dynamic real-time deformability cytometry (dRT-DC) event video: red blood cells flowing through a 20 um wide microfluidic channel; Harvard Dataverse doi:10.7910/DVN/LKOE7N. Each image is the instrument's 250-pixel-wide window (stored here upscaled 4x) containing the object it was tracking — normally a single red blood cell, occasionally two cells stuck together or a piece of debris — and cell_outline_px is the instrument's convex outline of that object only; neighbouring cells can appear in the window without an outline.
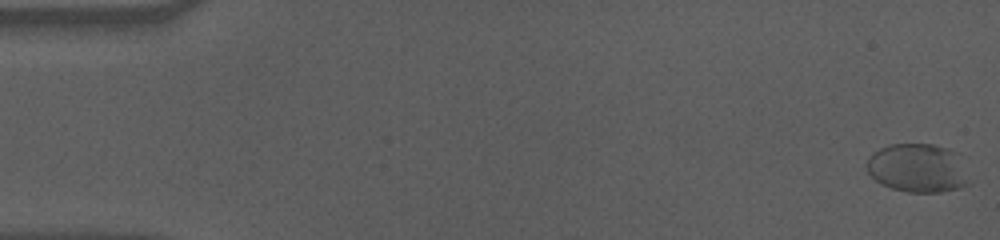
{"species": "human", "species_latin": "Homo sapiens", "temperature_condition": "cold", "stored_images_in_passage": 59, "camera_frame_rate_fps": 3000, "um_per_image_px": 0.085, "donor": {"sex": "male"}, "frame": {"image": 1, "passage_image": 1, "time_ms": 0.0, "image_size_px": [1000, 240], "cell_outline_px": [[968, 184], [960, 188], [940, 192], [908, 192], [892, 188], [880, 184], [868, 172], [868, 156], [880, 148], [888, 144], [932, 144], [948, 148], [960, 152], [968, 180]], "centroid_in_image_um": [78.03, 14.27], "position_along_channel_um": 7.0, "area_um2": 29.25}}
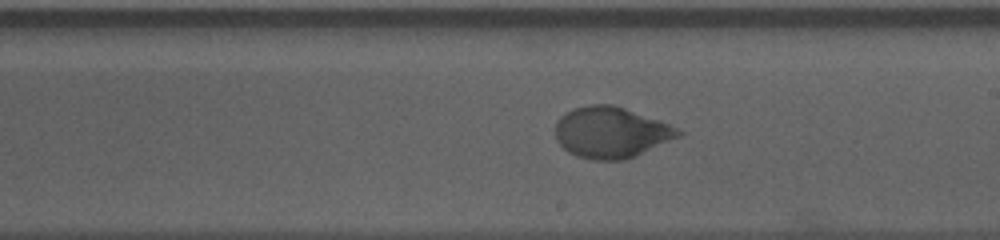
{"frame": {"image": 2, "passage_image": 34, "time_ms": 11.0, "image_size_px": [1000, 240], "cell_outline_px": [[684, 132], [680, 136], [636, 156], [624, 160], [592, 160], [576, 156], [568, 152], [556, 140], [556, 120], [564, 112], [572, 108], [588, 104], [612, 104], [660, 120]], "centroid_in_image_um": [51.91, 11.25], "position_along_channel_um": 237.1, "area_um2": 36.76}}
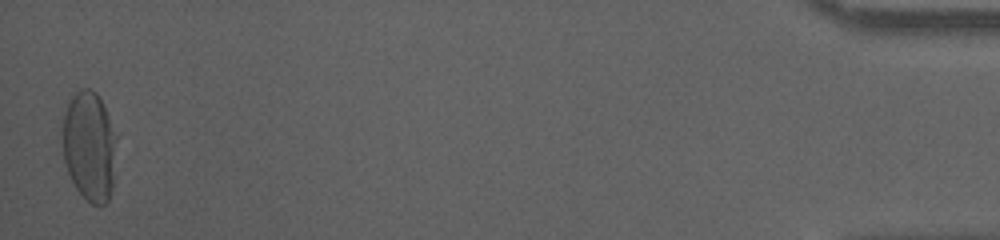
{"frame": {"image": 3, "passage_image": 58, "time_ms": 19.0, "image_size_px": [1000, 240], "cell_outline_px": [[116, 140], [112, 188], [108, 200], [104, 204], [92, 204], [76, 188], [68, 172], [64, 160], [60, 132], [60, 120], [72, 96], [80, 88], [88, 88], [96, 92], [108, 116], [116, 136]], "centroid_in_image_um": [7.55, 12.39], "position_along_channel_um": 427.7, "area_um2": 34.68}, "authors_computed_cell_mechanics": {"area_um2": 34.5066, "velocity_mm_per_s": 3.5198, "shape_relaxation_time_tau1_ms": 4.4934, "shape_relaxation_time_tau2_ms": null, "deformation_change_tau1": 0.1575, "deformation_change_tau2": null}}